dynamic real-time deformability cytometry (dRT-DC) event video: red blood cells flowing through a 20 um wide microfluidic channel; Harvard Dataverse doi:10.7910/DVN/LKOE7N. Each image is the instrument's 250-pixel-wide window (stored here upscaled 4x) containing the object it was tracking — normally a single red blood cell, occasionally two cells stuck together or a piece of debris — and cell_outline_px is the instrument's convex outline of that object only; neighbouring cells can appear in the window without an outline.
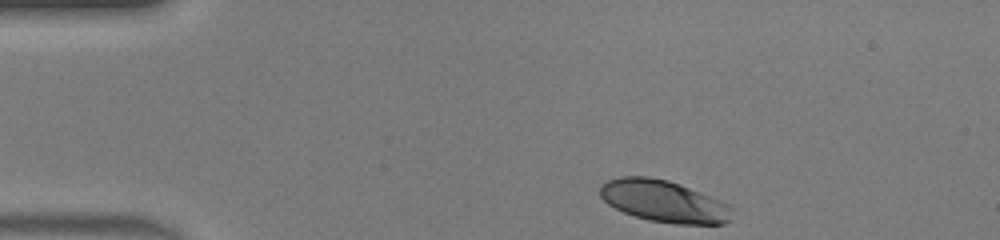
{"species": "human", "species_latin": "Homo sapiens", "temperature_condition": "warm", "stored_images_in_passage": 35, "camera_frame_rate_fps": 3000, "um_per_image_px": 0.085, "donor": {"sex": "male"}, "frame": {"image": 1, "passage_image": 1, "time_ms": 0.0, "image_size_px": [1000, 240], "cell_outline_px": [[732, 220], [724, 224], [676, 224], [648, 220], [624, 212], [608, 204], [600, 196], [600, 184], [608, 180], [620, 176], [648, 176], [668, 180], [680, 184], [720, 200], [728, 204], [732, 208]], "centroid_in_image_um": [56.43, 17.1], "position_along_channel_um": 28.6, "area_um2": 32.31}}
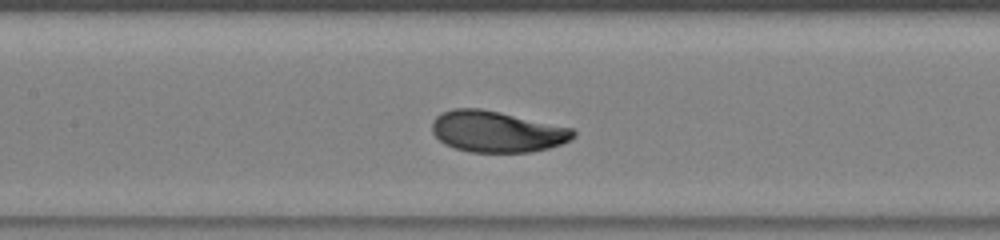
{"frame": {"image": 2, "passage_image": 15, "time_ms": 4.667, "image_size_px": [1000, 240], "cell_outline_px": [[576, 136], [560, 144], [548, 148], [532, 152], [472, 152], [456, 148], [444, 144], [432, 132], [432, 120], [440, 112], [452, 108], [480, 108], [500, 112], [572, 128], [576, 132]], "centroid_in_image_um": [42.2, 11.18], "position_along_channel_um": 165.2, "area_um2": 33.87}}
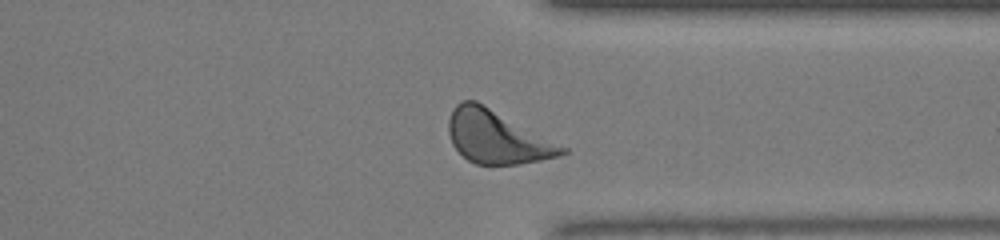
{"frame": {"image": 3, "passage_image": 29, "time_ms": 9.333, "image_size_px": [1000, 240], "cell_outline_px": [[568, 152], [560, 156], [540, 160], [516, 164], [476, 164], [468, 160], [452, 144], [448, 132], [448, 120], [452, 108], [460, 100], [476, 100], [568, 148]], "centroid_in_image_um": [42.22, 11.63], "position_along_channel_um": 369.2, "area_um2": 34.85}, "authors_computed_cell_mechanics": {"area_um2": 33.524, "velocity_mm_per_s": 4.3991, "shape_relaxation_time_tau1_ms": 1.9983, "shape_relaxation_time_tau2_ms": null, "deformation_change_tau1": 0.1672, "deformation_change_tau2": null}}